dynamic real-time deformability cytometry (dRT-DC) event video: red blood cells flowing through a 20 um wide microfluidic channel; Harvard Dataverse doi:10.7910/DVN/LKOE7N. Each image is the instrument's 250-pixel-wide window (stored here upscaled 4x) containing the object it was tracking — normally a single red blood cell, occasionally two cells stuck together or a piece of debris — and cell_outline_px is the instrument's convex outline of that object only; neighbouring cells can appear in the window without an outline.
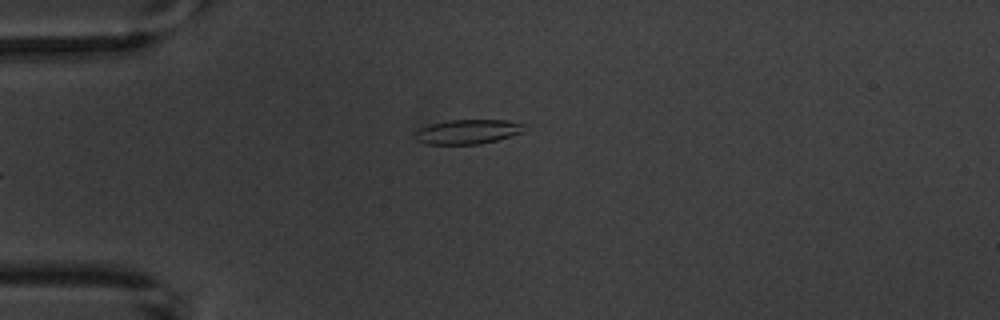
{"species": "common noctule bat (a hibernating species)", "species_latin": "Nyctalus noctula", "temperature_condition": "warm", "stored_images_in_passage": 4, "camera_frame_rate_fps": 3000, "um_per_image_px": 0.085, "animal": {"sex": "male", "body_mass_g": 20.1, "forearm_length_mm": 53.5}, "frame": {"image": 1, "passage_image": 4, "time_ms": 3.667, "image_size_px": [1000, 320], "cell_outline_px": [[528, 124], [524, 132], [496, 140], [480, 144], [424, 144], [412, 140], [412, 132], [428, 124], [452, 120], [508, 120]], "centroid_in_image_um": [39.71, 11.2], "position_along_channel_um": 45.3, "area_um2": 16.07}}